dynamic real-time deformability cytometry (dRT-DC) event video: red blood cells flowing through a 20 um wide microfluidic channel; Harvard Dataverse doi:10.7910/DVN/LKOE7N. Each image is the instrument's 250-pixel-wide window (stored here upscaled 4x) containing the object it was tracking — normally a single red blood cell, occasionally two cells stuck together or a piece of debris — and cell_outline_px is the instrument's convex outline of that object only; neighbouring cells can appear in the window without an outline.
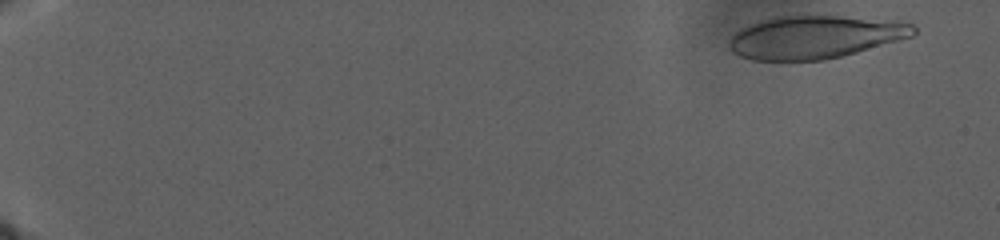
{"species": "human", "species_latin": "Homo sapiens", "temperature_condition": "warm", "stored_images_in_passage": 37, "camera_frame_rate_fps": 3000, "um_per_image_px": 0.085, "donor": {"sex": "male"}, "frame": {"image": 1, "passage_image": 3, "time_ms": 2.0, "image_size_px": [1000, 240], "cell_outline_px": [[916, 32], [912, 36], [856, 52], [824, 60], [752, 60], [740, 56], [732, 52], [728, 48], [728, 40], [736, 32], [760, 20], [776, 16], [836, 16], [896, 20], [912, 24], [916, 28]], "centroid_in_image_um": [69.25, 3.15], "position_along_channel_um": 15.7, "area_um2": 45.84}}
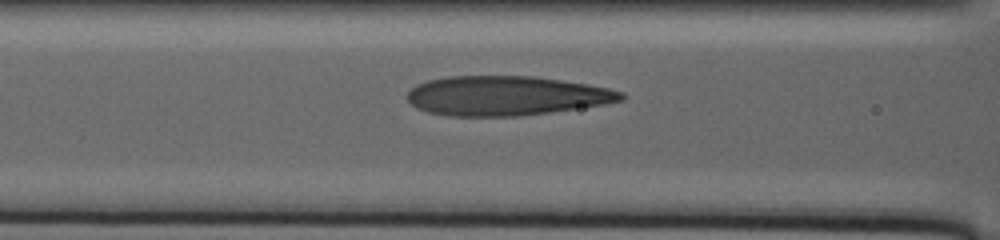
{"frame": {"image": 2, "passage_image": 22, "time_ms": 18.667, "image_size_px": [1000, 240], "cell_outline_px": [[624, 100], [604, 104], [520, 116], [448, 116], [428, 112], [416, 108], [404, 96], [416, 84], [428, 80], [448, 76], [536, 76], [588, 84], [608, 88], [624, 92]], "centroid_in_image_um": [42.99, 8.13], "position_along_channel_um": 123.6, "area_um2": 49.3}}
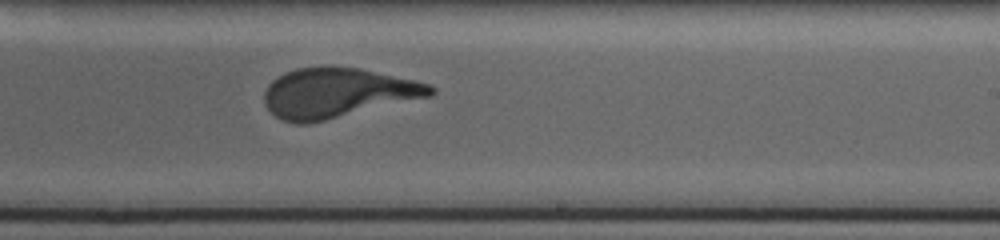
{"frame": {"image": 3, "passage_image": 37, "time_ms": 26.0, "image_size_px": [1000, 240], "cell_outline_px": [[436, 92], [432, 96], [308, 124], [296, 124], [280, 120], [264, 104], [264, 92], [268, 84], [272, 80], [284, 72], [296, 68], [328, 64], [332, 64], [360, 68], [416, 80], [432, 84], [436, 88]], "centroid_in_image_um": [28.69, 7.87], "position_along_channel_um": 260.3, "area_um2": 49.13}}